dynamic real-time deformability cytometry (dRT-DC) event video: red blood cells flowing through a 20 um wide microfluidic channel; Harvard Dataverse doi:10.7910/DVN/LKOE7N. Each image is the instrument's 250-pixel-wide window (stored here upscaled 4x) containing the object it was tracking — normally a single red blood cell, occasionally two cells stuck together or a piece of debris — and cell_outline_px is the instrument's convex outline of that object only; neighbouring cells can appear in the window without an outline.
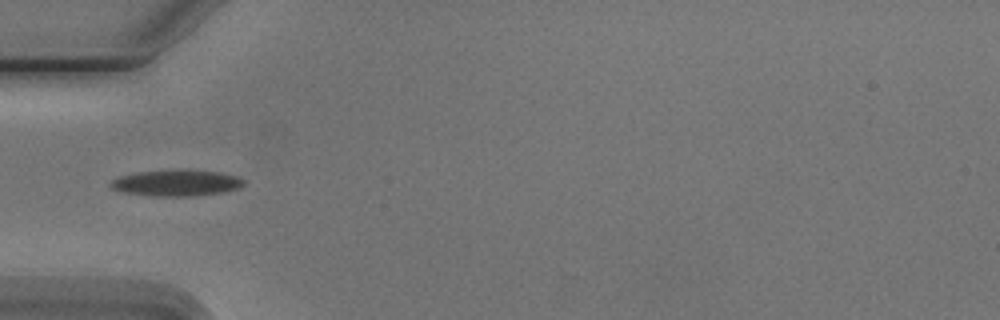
{"species": "Egyptian fruit bat (a non-hibernating species)", "species_latin": "Rousettus aegyptiacus", "temperature_condition": "cold", "stored_images_in_passage": 8, "camera_frame_rate_fps": 3000, "um_per_image_px": 0.085, "animal": {"sex": "male"}, "frame": {"image": 1, "passage_image": 5, "time_ms": 4.667, "image_size_px": [1000, 320], "cell_outline_px": [[244, 184], [240, 188], [224, 192], [196, 196], [152, 196], [124, 192], [112, 188], [108, 184], [112, 180], [120, 176], [136, 172], [220, 172], [236, 176], [244, 180]], "centroid_in_image_um": [15.0, 15.6], "position_along_channel_um": 70.0, "area_um2": 19.54}}
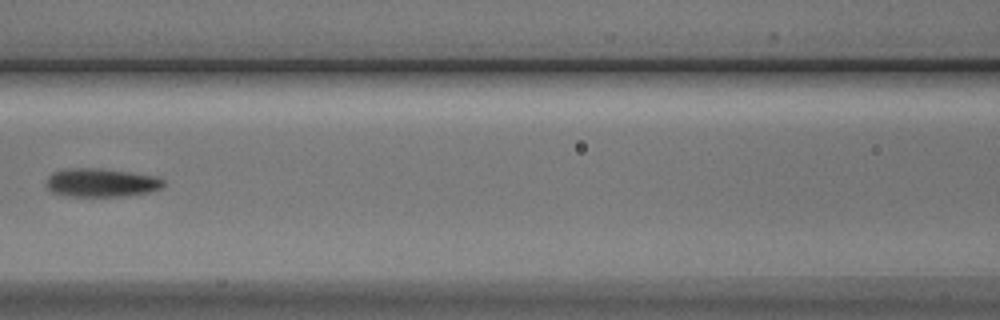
{"frame": {"image": 2, "passage_image": 7, "time_ms": 7.0, "image_size_px": [1000, 320], "cell_outline_px": [[164, 184], [160, 188], [148, 192], [124, 196], [64, 196], [52, 192], [44, 184], [48, 176], [52, 172], [64, 168], [100, 168], [156, 176], [164, 180]], "centroid_in_image_um": [8.54, 15.52], "position_along_channel_um": 158.1, "area_um2": 19.59}}
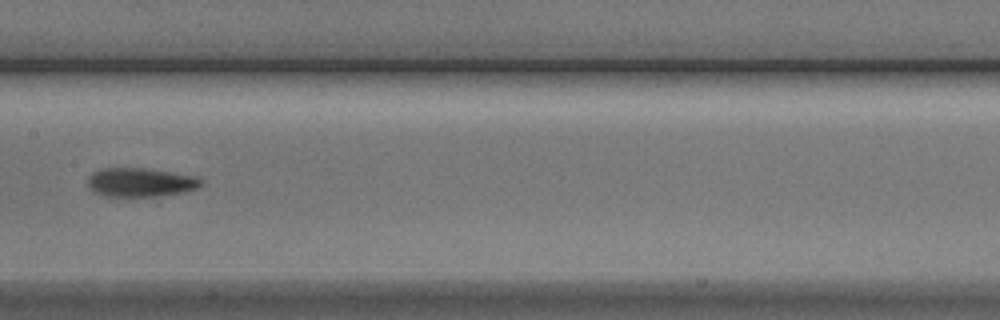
{"frame": {"image": 3, "passage_image": 8, "time_ms": 8.0, "image_size_px": [1000, 320], "cell_outline_px": [[204, 184], [196, 188], [184, 192], [148, 196], [104, 196], [88, 188], [88, 176], [92, 172], [100, 168], [144, 168], [200, 176], [204, 180]], "centroid_in_image_um": [11.96, 15.48], "position_along_channel_um": 195.4, "area_um2": 19.19}}